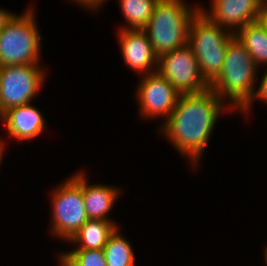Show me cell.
Instances as JSON below:
<instances>
[{
    "instance_id": "obj_1",
    "label": "cell",
    "mask_w": 267,
    "mask_h": 266,
    "mask_svg": "<svg viewBox=\"0 0 267 266\" xmlns=\"http://www.w3.org/2000/svg\"><path fill=\"white\" fill-rule=\"evenodd\" d=\"M224 107L227 105L224 106L211 89L197 94H180L161 132L180 154L196 165Z\"/></svg>"
},
{
    "instance_id": "obj_2",
    "label": "cell",
    "mask_w": 267,
    "mask_h": 266,
    "mask_svg": "<svg viewBox=\"0 0 267 266\" xmlns=\"http://www.w3.org/2000/svg\"><path fill=\"white\" fill-rule=\"evenodd\" d=\"M257 68L250 53L234 35L227 44L222 69L210 89L222 101L229 97L232 101L229 108H240V112L247 115L257 93L254 91Z\"/></svg>"
},
{
    "instance_id": "obj_3",
    "label": "cell",
    "mask_w": 267,
    "mask_h": 266,
    "mask_svg": "<svg viewBox=\"0 0 267 266\" xmlns=\"http://www.w3.org/2000/svg\"><path fill=\"white\" fill-rule=\"evenodd\" d=\"M200 11L192 9L184 0H159L143 29L157 57L184 47L188 43L191 20Z\"/></svg>"
},
{
    "instance_id": "obj_4",
    "label": "cell",
    "mask_w": 267,
    "mask_h": 266,
    "mask_svg": "<svg viewBox=\"0 0 267 266\" xmlns=\"http://www.w3.org/2000/svg\"><path fill=\"white\" fill-rule=\"evenodd\" d=\"M210 21L201 11L191 20L187 45L196 56L201 76L210 85L219 75L227 44L234 36Z\"/></svg>"
},
{
    "instance_id": "obj_5",
    "label": "cell",
    "mask_w": 267,
    "mask_h": 266,
    "mask_svg": "<svg viewBox=\"0 0 267 266\" xmlns=\"http://www.w3.org/2000/svg\"><path fill=\"white\" fill-rule=\"evenodd\" d=\"M40 36L31 8L15 15L0 32V67L38 64Z\"/></svg>"
},
{
    "instance_id": "obj_6",
    "label": "cell",
    "mask_w": 267,
    "mask_h": 266,
    "mask_svg": "<svg viewBox=\"0 0 267 266\" xmlns=\"http://www.w3.org/2000/svg\"><path fill=\"white\" fill-rule=\"evenodd\" d=\"M52 195V234L69 241L89 220L82 195V172L68 178Z\"/></svg>"
},
{
    "instance_id": "obj_7",
    "label": "cell",
    "mask_w": 267,
    "mask_h": 266,
    "mask_svg": "<svg viewBox=\"0 0 267 266\" xmlns=\"http://www.w3.org/2000/svg\"><path fill=\"white\" fill-rule=\"evenodd\" d=\"M38 65L0 67V117L11 108L29 104L40 90L45 73Z\"/></svg>"
},
{
    "instance_id": "obj_8",
    "label": "cell",
    "mask_w": 267,
    "mask_h": 266,
    "mask_svg": "<svg viewBox=\"0 0 267 266\" xmlns=\"http://www.w3.org/2000/svg\"><path fill=\"white\" fill-rule=\"evenodd\" d=\"M157 72L179 94H197L210 89V85L201 76L196 56L188 45L159 56Z\"/></svg>"
},
{
    "instance_id": "obj_9",
    "label": "cell",
    "mask_w": 267,
    "mask_h": 266,
    "mask_svg": "<svg viewBox=\"0 0 267 266\" xmlns=\"http://www.w3.org/2000/svg\"><path fill=\"white\" fill-rule=\"evenodd\" d=\"M144 76L137 87L140 114L146 118L164 115L167 119L176 106L179 92L157 71Z\"/></svg>"
},
{
    "instance_id": "obj_10",
    "label": "cell",
    "mask_w": 267,
    "mask_h": 266,
    "mask_svg": "<svg viewBox=\"0 0 267 266\" xmlns=\"http://www.w3.org/2000/svg\"><path fill=\"white\" fill-rule=\"evenodd\" d=\"M211 3L210 13H206L203 8H200V11L210 21L229 29L233 34L248 23L259 20L263 6L260 0H212Z\"/></svg>"
},
{
    "instance_id": "obj_11",
    "label": "cell",
    "mask_w": 267,
    "mask_h": 266,
    "mask_svg": "<svg viewBox=\"0 0 267 266\" xmlns=\"http://www.w3.org/2000/svg\"><path fill=\"white\" fill-rule=\"evenodd\" d=\"M119 42L125 64L138 73L157 71L158 57L143 29H120ZM147 72V73H146Z\"/></svg>"
},
{
    "instance_id": "obj_12",
    "label": "cell",
    "mask_w": 267,
    "mask_h": 266,
    "mask_svg": "<svg viewBox=\"0 0 267 266\" xmlns=\"http://www.w3.org/2000/svg\"><path fill=\"white\" fill-rule=\"evenodd\" d=\"M0 118L10 137L20 141L38 137L45 129L44 116L30 103L11 108Z\"/></svg>"
},
{
    "instance_id": "obj_13",
    "label": "cell",
    "mask_w": 267,
    "mask_h": 266,
    "mask_svg": "<svg viewBox=\"0 0 267 266\" xmlns=\"http://www.w3.org/2000/svg\"><path fill=\"white\" fill-rule=\"evenodd\" d=\"M86 178L82 172V195L87 217L94 220L112 221L106 216L111 211L116 198L119 197L120 189L98 183L89 185Z\"/></svg>"
},
{
    "instance_id": "obj_14",
    "label": "cell",
    "mask_w": 267,
    "mask_h": 266,
    "mask_svg": "<svg viewBox=\"0 0 267 266\" xmlns=\"http://www.w3.org/2000/svg\"><path fill=\"white\" fill-rule=\"evenodd\" d=\"M116 228L113 221L89 219L69 242L80 245L74 250L103 249Z\"/></svg>"
},
{
    "instance_id": "obj_15",
    "label": "cell",
    "mask_w": 267,
    "mask_h": 266,
    "mask_svg": "<svg viewBox=\"0 0 267 266\" xmlns=\"http://www.w3.org/2000/svg\"><path fill=\"white\" fill-rule=\"evenodd\" d=\"M250 53L256 66L267 63V31L260 20L248 23L234 34Z\"/></svg>"
},
{
    "instance_id": "obj_16",
    "label": "cell",
    "mask_w": 267,
    "mask_h": 266,
    "mask_svg": "<svg viewBox=\"0 0 267 266\" xmlns=\"http://www.w3.org/2000/svg\"><path fill=\"white\" fill-rule=\"evenodd\" d=\"M131 245L117 227L103 248L107 266H134L135 256Z\"/></svg>"
},
{
    "instance_id": "obj_17",
    "label": "cell",
    "mask_w": 267,
    "mask_h": 266,
    "mask_svg": "<svg viewBox=\"0 0 267 266\" xmlns=\"http://www.w3.org/2000/svg\"><path fill=\"white\" fill-rule=\"evenodd\" d=\"M159 0H120L127 26L120 29H144Z\"/></svg>"
},
{
    "instance_id": "obj_18",
    "label": "cell",
    "mask_w": 267,
    "mask_h": 266,
    "mask_svg": "<svg viewBox=\"0 0 267 266\" xmlns=\"http://www.w3.org/2000/svg\"><path fill=\"white\" fill-rule=\"evenodd\" d=\"M61 254L73 266H107L103 249L72 250Z\"/></svg>"
},
{
    "instance_id": "obj_19",
    "label": "cell",
    "mask_w": 267,
    "mask_h": 266,
    "mask_svg": "<svg viewBox=\"0 0 267 266\" xmlns=\"http://www.w3.org/2000/svg\"><path fill=\"white\" fill-rule=\"evenodd\" d=\"M256 92L257 93L254 100L262 99L263 101H265V103H267V70L265 71L261 84Z\"/></svg>"
},
{
    "instance_id": "obj_20",
    "label": "cell",
    "mask_w": 267,
    "mask_h": 266,
    "mask_svg": "<svg viewBox=\"0 0 267 266\" xmlns=\"http://www.w3.org/2000/svg\"><path fill=\"white\" fill-rule=\"evenodd\" d=\"M74 1L77 2V4L85 6L86 9L88 7L89 9L91 8L94 11L97 10L99 7H101L104 1L106 2V0H74Z\"/></svg>"
},
{
    "instance_id": "obj_21",
    "label": "cell",
    "mask_w": 267,
    "mask_h": 266,
    "mask_svg": "<svg viewBox=\"0 0 267 266\" xmlns=\"http://www.w3.org/2000/svg\"><path fill=\"white\" fill-rule=\"evenodd\" d=\"M15 14L6 11L5 9H0V32L5 28V26L12 20Z\"/></svg>"
},
{
    "instance_id": "obj_22",
    "label": "cell",
    "mask_w": 267,
    "mask_h": 266,
    "mask_svg": "<svg viewBox=\"0 0 267 266\" xmlns=\"http://www.w3.org/2000/svg\"><path fill=\"white\" fill-rule=\"evenodd\" d=\"M259 20L265 27L267 31V3L263 4L260 15H259Z\"/></svg>"
},
{
    "instance_id": "obj_23",
    "label": "cell",
    "mask_w": 267,
    "mask_h": 266,
    "mask_svg": "<svg viewBox=\"0 0 267 266\" xmlns=\"http://www.w3.org/2000/svg\"><path fill=\"white\" fill-rule=\"evenodd\" d=\"M60 265L62 266H73L62 254L59 253Z\"/></svg>"
},
{
    "instance_id": "obj_24",
    "label": "cell",
    "mask_w": 267,
    "mask_h": 266,
    "mask_svg": "<svg viewBox=\"0 0 267 266\" xmlns=\"http://www.w3.org/2000/svg\"><path fill=\"white\" fill-rule=\"evenodd\" d=\"M3 141H0V163H1V160H2V155L4 154L3 150H4V144L2 143Z\"/></svg>"
},
{
    "instance_id": "obj_25",
    "label": "cell",
    "mask_w": 267,
    "mask_h": 266,
    "mask_svg": "<svg viewBox=\"0 0 267 266\" xmlns=\"http://www.w3.org/2000/svg\"><path fill=\"white\" fill-rule=\"evenodd\" d=\"M264 257H265V261H266V264H267V247L265 248V251H264Z\"/></svg>"
},
{
    "instance_id": "obj_26",
    "label": "cell",
    "mask_w": 267,
    "mask_h": 266,
    "mask_svg": "<svg viewBox=\"0 0 267 266\" xmlns=\"http://www.w3.org/2000/svg\"><path fill=\"white\" fill-rule=\"evenodd\" d=\"M263 4L267 3V0H260Z\"/></svg>"
}]
</instances>
